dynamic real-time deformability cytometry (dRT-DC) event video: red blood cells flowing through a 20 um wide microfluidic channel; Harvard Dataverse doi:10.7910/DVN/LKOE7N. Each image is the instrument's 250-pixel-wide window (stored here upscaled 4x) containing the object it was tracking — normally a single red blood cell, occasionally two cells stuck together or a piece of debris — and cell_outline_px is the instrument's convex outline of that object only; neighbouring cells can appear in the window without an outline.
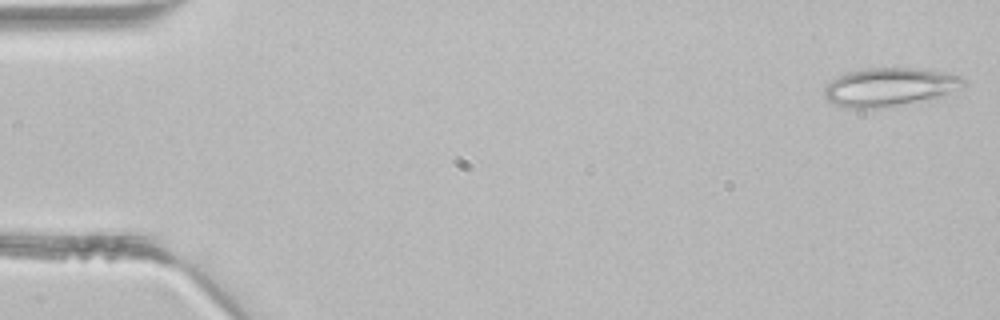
{"species": "common noctule bat (a hibernating species)", "species_latin": "Nyctalus noctula", "temperature_condition": "room temperature", "stored_images_in_passage": 3, "camera_frame_rate_fps": 3000, "um_per_image_px": 0.085, "animal": {"sex": "male", "body_mass_g": 21.5, "forearm_length_mm": 52.0}, "frame": {"image": 1, "passage_image": 1, "time_ms": 0.0, "image_size_px": [1000, 320], "cell_outline_px": [[968, 84], [940, 96], [876, 108], [848, 108], [832, 104], [824, 96], [824, 88], [832, 80], [848, 72], [868, 68], [916, 68], [944, 72], [964, 76]], "centroid_in_image_um": [75.61, 7.38], "position_along_channel_um": 9.4, "area_um2": 30.75}}